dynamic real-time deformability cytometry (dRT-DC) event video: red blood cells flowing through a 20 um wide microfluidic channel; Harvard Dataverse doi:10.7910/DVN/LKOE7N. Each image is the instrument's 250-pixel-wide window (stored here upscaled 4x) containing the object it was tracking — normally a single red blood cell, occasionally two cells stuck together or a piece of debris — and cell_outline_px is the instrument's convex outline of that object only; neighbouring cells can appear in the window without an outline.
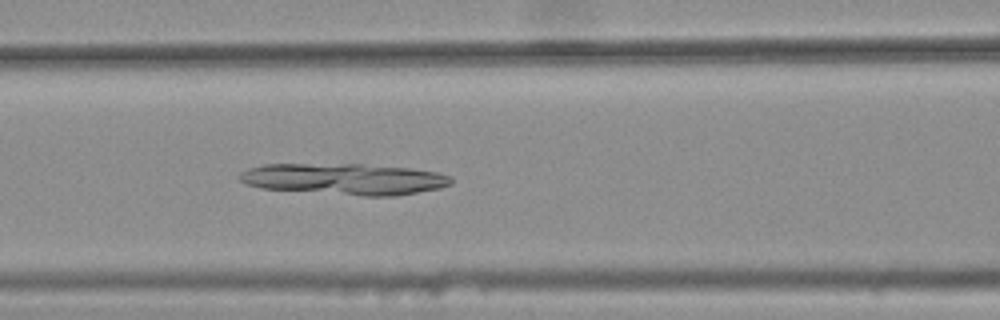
{"species": "common noctule bat (a hibernating species)", "species_latin": "Nyctalus noctula", "temperature_condition": "warm", "stored_images_in_passage": 32, "camera_frame_rate_fps": 3000, "um_per_image_px": 0.085, "animal": {"sex": "female", "body_mass_g": 25.1}, "frame": {"image": 1, "passage_image": 13, "time_ms": 4.0, "image_size_px": [1000, 320], "cell_outline_px": [[452, 184], [440, 188], [396, 196], [364, 196], [260, 188], [244, 184], [240, 180], [240, 172], [248, 168], [264, 164], [364, 164], [412, 168], [436, 172], [452, 176]], "centroid_in_image_um": [29.29, 15.22], "position_along_channel_um": 137.3, "area_um2": 38.84}}
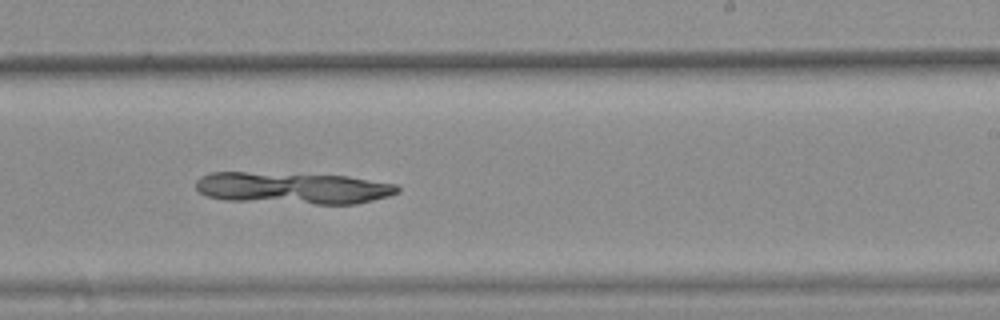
{"frame": {"image": 2, "passage_image": 23, "time_ms": 7.333, "image_size_px": [1000, 320], "cell_outline_px": [[400, 192], [388, 196], [356, 204], [316, 204], [224, 200], [208, 196], [200, 192], [196, 188], [196, 180], [200, 176], [212, 172], [244, 172], [348, 176], [396, 184], [400, 188]], "centroid_in_image_um": [24.89, 15.99], "position_along_channel_um": 264.1, "area_um2": 37.34}}
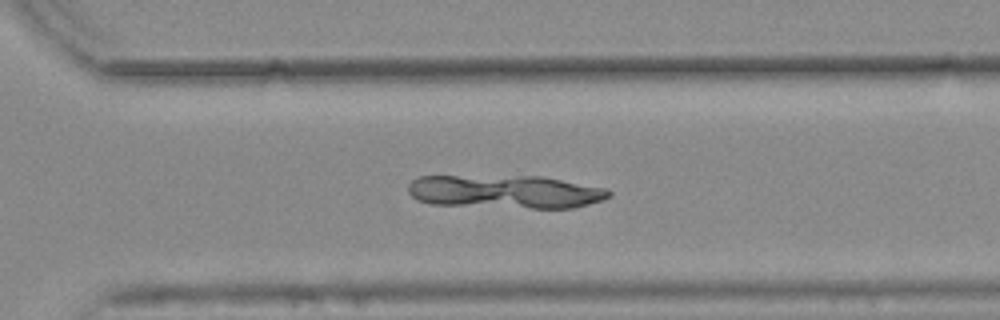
{"frame": {"image": 3, "passage_image": 28, "time_ms": 9.0, "image_size_px": [1000, 320], "cell_outline_px": [[612, 196], [604, 200], [576, 208], [532, 208], [432, 204], [416, 200], [408, 192], [408, 184], [416, 176], [544, 176], [608, 188], [612, 192]], "centroid_in_image_um": [43.0, 16.29], "position_along_channel_um": 327.6, "area_um2": 39.54}}